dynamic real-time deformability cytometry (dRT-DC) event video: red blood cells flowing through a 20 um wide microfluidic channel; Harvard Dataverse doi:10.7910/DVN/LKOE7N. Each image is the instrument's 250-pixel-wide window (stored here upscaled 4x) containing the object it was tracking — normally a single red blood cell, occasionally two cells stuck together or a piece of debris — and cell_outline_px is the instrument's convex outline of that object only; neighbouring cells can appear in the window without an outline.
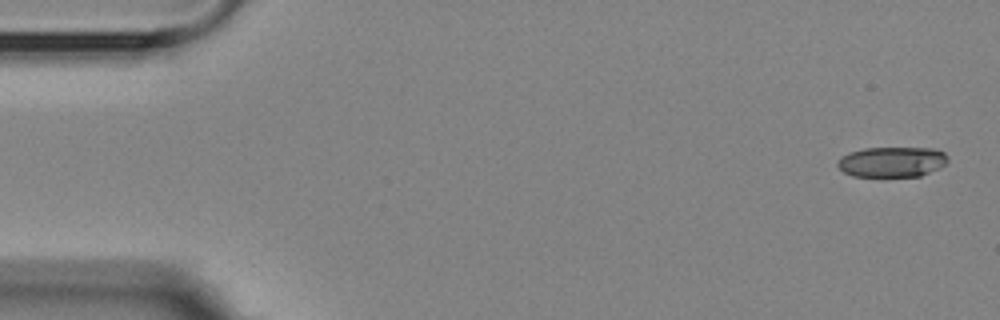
{"species": "Egyptian fruit bat (a non-hibernating species)", "species_latin": "Rousettus aegyptiacus", "temperature_condition": "room temperature", "stored_images_in_passage": 4, "camera_frame_rate_fps": 3000, "um_per_image_px": 0.085, "animal": {"sex": "female"}, "frame": {"image": 1, "passage_image": 1, "time_ms": 0.0, "image_size_px": [1000, 320], "cell_outline_px": [[948, 160], [944, 164], [920, 176], [852, 176], [844, 172], [836, 164], [848, 152], [864, 148], [936, 148], [944, 152], [948, 156]], "centroid_in_image_um": [75.82, 13.75], "position_along_channel_um": 9.2, "area_um2": 19.25}}